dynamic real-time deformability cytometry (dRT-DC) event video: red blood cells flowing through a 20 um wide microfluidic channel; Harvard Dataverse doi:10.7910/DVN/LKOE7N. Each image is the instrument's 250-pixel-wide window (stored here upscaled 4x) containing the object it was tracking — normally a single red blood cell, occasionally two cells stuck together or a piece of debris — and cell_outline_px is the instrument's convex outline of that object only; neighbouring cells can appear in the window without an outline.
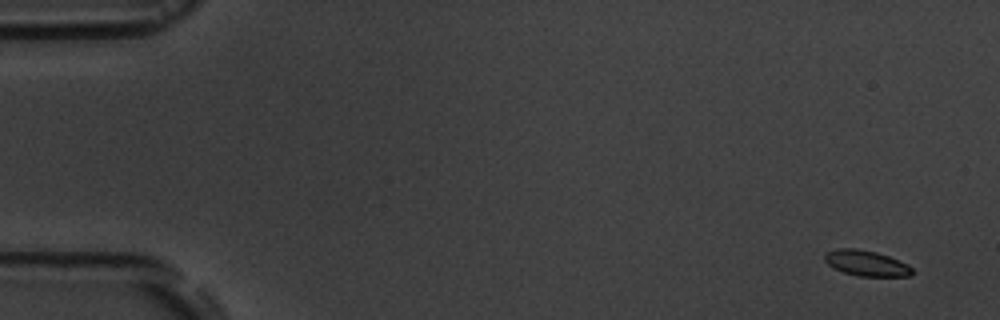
{"species": "common noctule bat (a hibernating species)", "species_latin": "Nyctalus noctula", "temperature_condition": "room temperature", "stored_images_in_passage": 6, "segment_of_instrument_passage": [1, 2], "camera_frame_rate_fps": 3000, "um_per_image_px": 0.085, "animal": {"sex": "male", "body_mass_g": 19.5, "forearm_length_mm": 54.6}, "frame": {"image": 1, "passage_image": 1, "time_ms": 0.0, "image_size_px": [1000, 320], "cell_outline_px": [[912, 276], [860, 276], [844, 272], [832, 268], [824, 260], [824, 252], [840, 248], [856, 248], [876, 252], [888, 256], [908, 264], [912, 268]], "centroid_in_image_um": [73.61, 22.36], "position_along_channel_um": 11.4, "area_um2": 13.06}}